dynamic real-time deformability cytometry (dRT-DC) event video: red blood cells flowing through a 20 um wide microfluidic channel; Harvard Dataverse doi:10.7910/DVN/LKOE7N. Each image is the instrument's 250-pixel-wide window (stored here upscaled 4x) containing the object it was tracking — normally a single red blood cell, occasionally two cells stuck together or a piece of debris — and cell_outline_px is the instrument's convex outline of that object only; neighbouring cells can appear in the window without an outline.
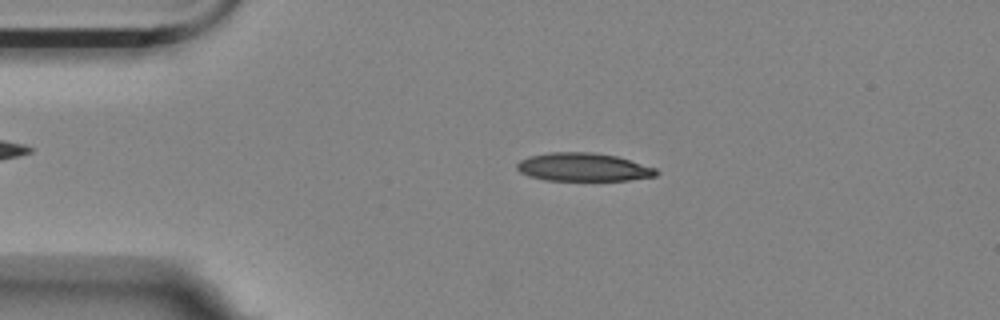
{"species": "Egyptian fruit bat (a non-hibernating species)", "species_latin": "Rousettus aegyptiacus", "temperature_condition": "room temperature", "stored_images_in_passage": 4, "camera_frame_rate_fps": 3000, "um_per_image_px": 0.085, "animal": {"sex": "female"}, "frame": {"image": 1, "passage_image": 3, "time_ms": 2.0, "image_size_px": [1000, 320], "cell_outline_px": [[660, 172], [656, 176], [628, 180], [544, 180], [528, 176], [520, 172], [516, 168], [516, 164], [520, 160], [528, 156], [548, 152], [592, 152], [616, 156], [656, 168]], "centroid_in_image_um": [49.55, 14.2], "position_along_channel_um": 35.4, "area_um2": 23.0}}